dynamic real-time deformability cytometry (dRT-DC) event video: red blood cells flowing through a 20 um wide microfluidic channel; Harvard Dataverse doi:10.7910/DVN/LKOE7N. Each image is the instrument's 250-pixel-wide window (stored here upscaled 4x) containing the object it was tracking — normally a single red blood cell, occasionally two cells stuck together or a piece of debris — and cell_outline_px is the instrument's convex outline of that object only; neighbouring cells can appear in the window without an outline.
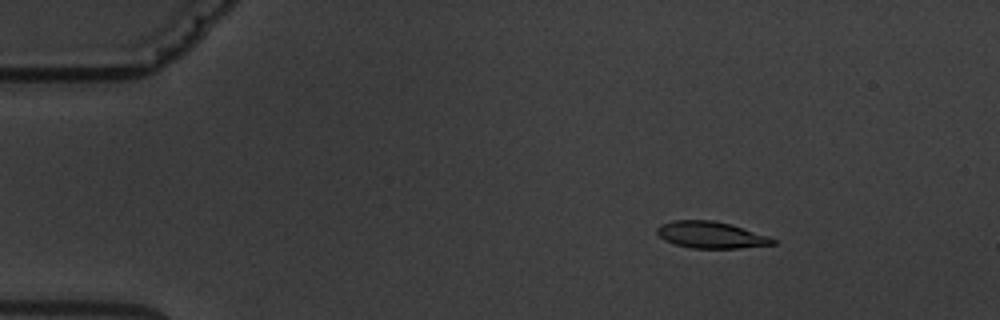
{"species": "common noctule bat (a hibernating species)", "species_latin": "Nyctalus noctula", "temperature_condition": "warm", "stored_images_in_passage": 5, "camera_frame_rate_fps": 3000, "um_per_image_px": 0.085, "animal": {"sex": "male", "body_mass_g": 19.5, "forearm_length_mm": 54.6}, "frame": {"image": 1, "passage_image": 2, "time_ms": 1.667, "image_size_px": [1000, 320], "cell_outline_px": [[776, 244], [740, 248], [692, 248], [676, 244], [664, 240], [656, 232], [656, 228], [660, 224], [672, 220], [712, 220], [728, 224], [768, 236], [776, 240]], "centroid_in_image_um": [60.39, 19.97], "position_along_channel_um": 24.6, "area_um2": 17.8}}
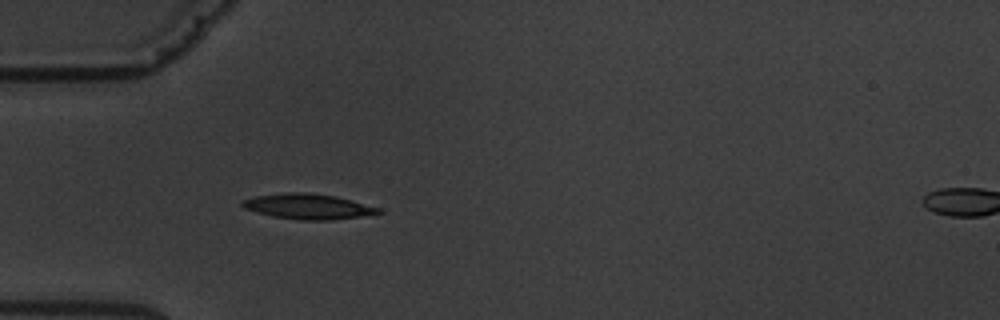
{"frame": {"image": 2, "passage_image": 4, "time_ms": 4.667, "image_size_px": [1000, 320], "cell_outline_px": [[384, 212], [360, 216], [332, 220], [300, 220], [272, 216], [244, 208], [240, 204], [240, 200], [252, 196], [288, 192], [308, 192], [336, 196], [380, 208]], "centroid_in_image_um": [26.14, 17.54], "position_along_channel_um": 58.9, "area_um2": 20.11}}